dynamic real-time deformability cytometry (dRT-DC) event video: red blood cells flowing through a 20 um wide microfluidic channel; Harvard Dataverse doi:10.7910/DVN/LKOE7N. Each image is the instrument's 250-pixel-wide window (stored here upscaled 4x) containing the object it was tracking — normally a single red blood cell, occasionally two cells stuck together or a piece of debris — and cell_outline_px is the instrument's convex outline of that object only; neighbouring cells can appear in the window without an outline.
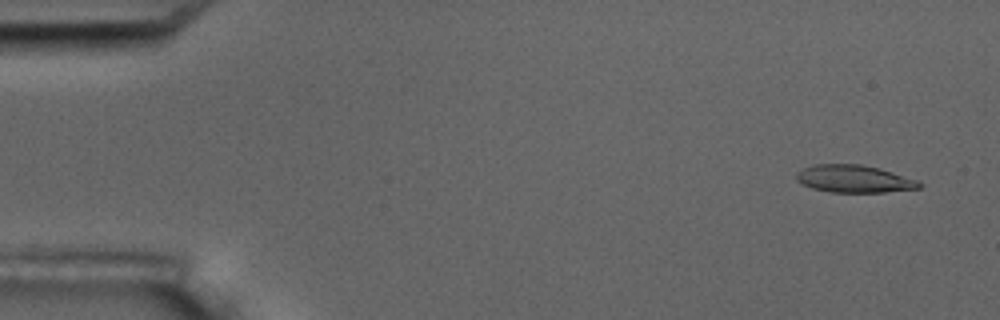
{"species": "common noctule bat (a hibernating species)", "species_latin": "Nyctalus noctula", "temperature_condition": "room temperature", "stored_images_in_passage": 4, "camera_frame_rate_fps": 3000, "um_per_image_px": 0.085, "animal": {"sex": "male", "body_mass_g": 17.5, "forearm_length_mm": 52.3}, "frame": {"image": 1, "passage_image": 1, "time_ms": 0.0, "image_size_px": [1000, 320], "cell_outline_px": [[924, 184], [920, 188], [884, 192], [832, 192], [812, 188], [796, 180], [796, 172], [804, 168], [816, 164], [860, 164], [880, 168], [916, 180]], "centroid_in_image_um": [72.6, 15.2], "position_along_channel_um": 12.4, "area_um2": 19.54}}
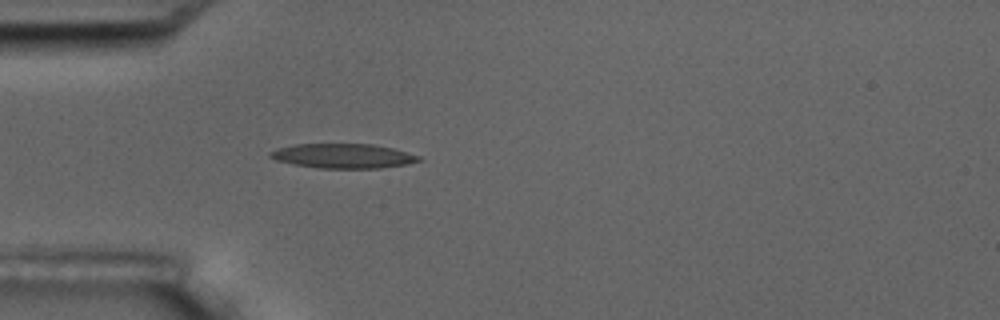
{"frame": {"image": 2, "passage_image": 4, "time_ms": 4.333, "image_size_px": [1000, 320], "cell_outline_px": [[424, 160], [404, 164], [380, 168], [320, 168], [292, 164], [276, 160], [268, 156], [268, 152], [276, 148], [296, 144], [372, 144], [392, 148], [420, 156]], "centroid_in_image_um": [29.12, 13.25], "position_along_channel_um": 55.9, "area_um2": 21.21}}